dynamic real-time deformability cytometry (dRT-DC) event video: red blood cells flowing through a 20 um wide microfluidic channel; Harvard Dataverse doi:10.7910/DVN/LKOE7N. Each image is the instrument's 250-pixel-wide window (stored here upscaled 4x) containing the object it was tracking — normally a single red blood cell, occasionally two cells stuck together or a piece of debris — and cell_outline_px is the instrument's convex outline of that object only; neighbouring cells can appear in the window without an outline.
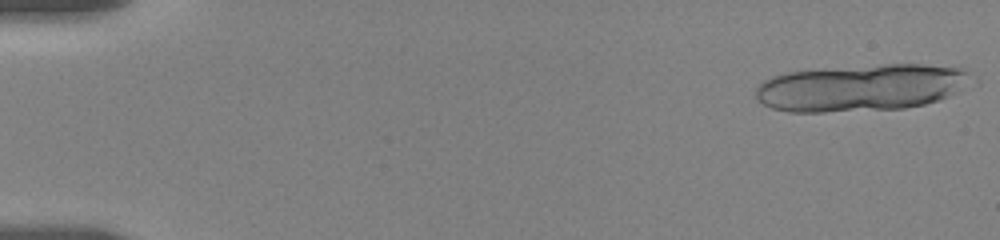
{"species": "human", "species_latin": "Homo sapiens", "temperature_condition": "room temperature", "stored_images_in_passage": 13, "camera_frame_rate_fps": 3000, "um_per_image_px": 0.085, "donor": {"sex": "female"}, "frame": {"image": 1, "passage_image": 1, "time_ms": 0.0, "image_size_px": [1000, 240], "cell_outline_px": [[980, 84], [940, 100], [924, 104], [904, 108], [824, 112], [788, 112], [772, 108], [764, 104], [756, 96], [756, 88], [764, 80], [772, 76], [788, 72], [884, 64], [924, 64], [960, 68], [968, 72], [980, 80]], "centroid_in_image_um": [73.37, 7.45], "position_along_channel_um": 11.6, "area_um2": 59.65}}